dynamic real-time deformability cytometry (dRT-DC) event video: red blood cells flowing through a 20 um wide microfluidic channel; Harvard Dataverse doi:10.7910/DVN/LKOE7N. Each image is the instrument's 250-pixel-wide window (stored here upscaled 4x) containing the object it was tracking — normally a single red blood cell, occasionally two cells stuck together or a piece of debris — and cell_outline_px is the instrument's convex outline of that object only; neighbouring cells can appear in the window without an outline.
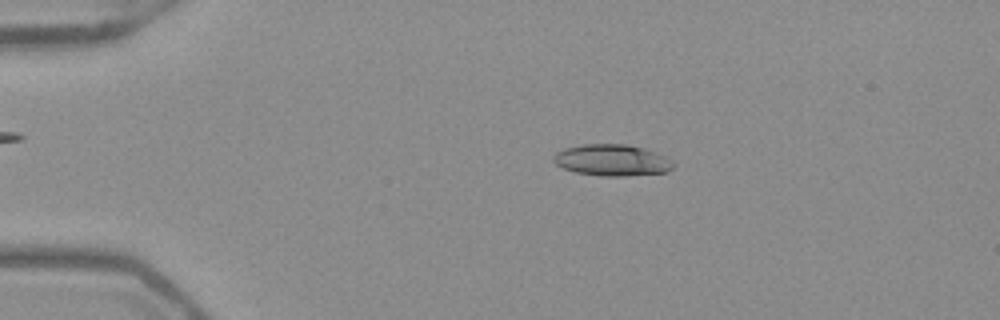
{"species": "Egyptian fruit bat (a non-hibernating species)", "species_latin": "Rousettus aegyptiacus", "temperature_condition": "warm", "stored_images_in_passage": 51, "camera_frame_rate_fps": 3000, "um_per_image_px": 0.085, "frame": {"image": 1, "passage_image": 10, "time_ms": 3.0, "image_size_px": [1000, 320], "cell_outline_px": [[676, 164], [668, 172], [628, 176], [604, 176], [576, 172], [564, 168], [556, 164], [552, 160], [552, 156], [556, 152], [564, 148], [584, 144], [628, 144], [644, 148], [668, 156]], "centroid_in_image_um": [52.07, 13.61], "position_along_channel_um": 32.9, "area_um2": 22.25}}
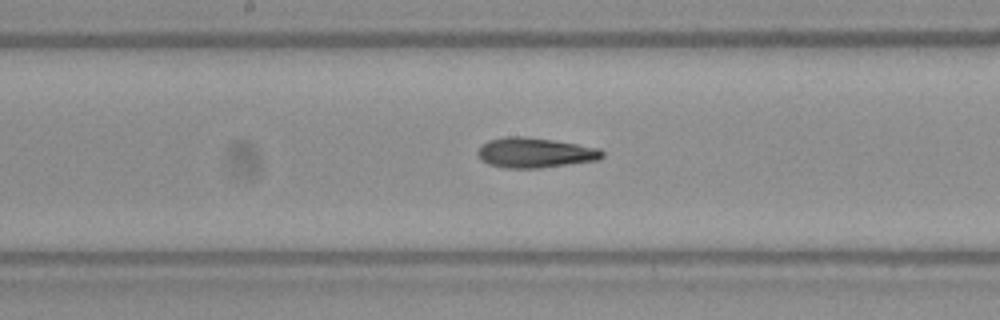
{"frame": {"image": 2, "passage_image": 27, "time_ms": 8.667, "image_size_px": [1000, 320], "cell_outline_px": [[604, 156], [596, 160], [568, 164], [536, 168], [504, 168], [488, 164], [480, 160], [476, 152], [488, 140], [508, 136], [524, 136], [552, 140], [600, 148], [604, 152]], "centroid_in_image_um": [45.44, 12.98], "position_along_channel_um": 202.8, "area_um2": 21.68}}
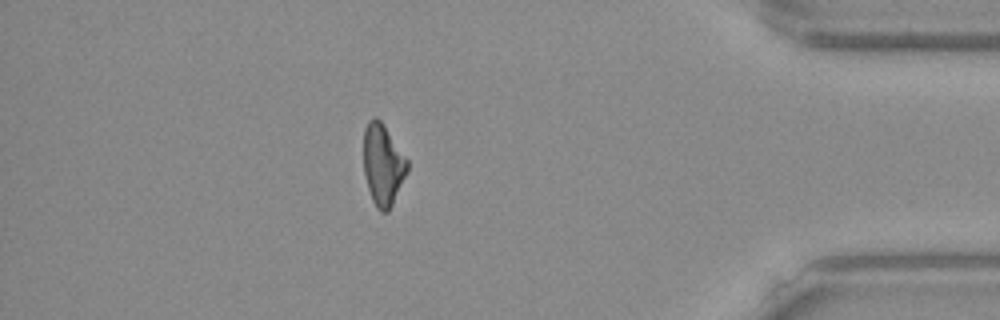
{"frame": {"image": 3, "passage_image": 45, "time_ms": 14.667, "image_size_px": [1000, 320], "cell_outline_px": [[408, 172], [388, 212], [380, 212], [376, 208], [372, 200], [368, 188], [364, 172], [364, 128], [368, 120], [372, 116], [376, 116], [380, 120], [408, 160]], "centroid_in_image_um": [32.54, 14.0], "position_along_channel_um": 402.7, "area_um2": 20.69}, "authors_computed_cell_mechanics": {"area_um2": 21.5594, "velocity_mm_per_s": 3.9599, "shape_relaxation_time_tau1_ms": 5.1015, "shape_relaxation_time_tau2_ms": 2.813, "deformation_change_tau1": 0.1856, "deformation_change_tau2": 0.1371}}